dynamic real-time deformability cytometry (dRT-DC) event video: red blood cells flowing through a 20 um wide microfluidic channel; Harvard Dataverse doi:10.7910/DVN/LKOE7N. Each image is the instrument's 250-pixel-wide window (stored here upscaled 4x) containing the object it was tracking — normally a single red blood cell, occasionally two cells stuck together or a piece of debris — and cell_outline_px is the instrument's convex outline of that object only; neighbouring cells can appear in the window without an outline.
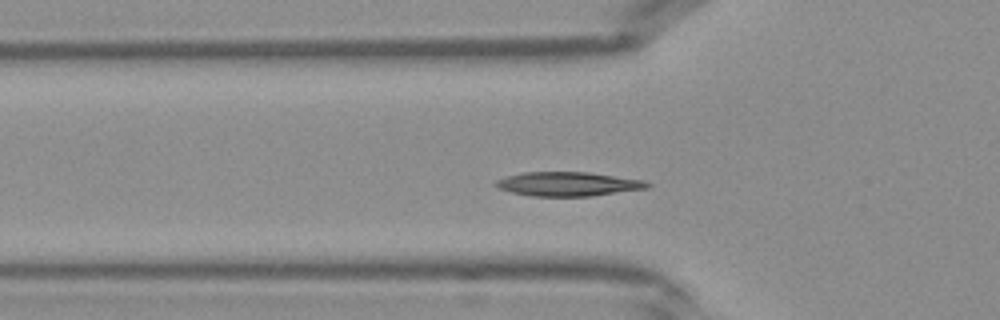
{"species": "Egyptian fruit bat (a non-hibernating species)", "species_latin": "Rousettus aegyptiacus", "temperature_condition": "warm", "stored_images_in_passage": 35, "camera_frame_rate_fps": 3000, "um_per_image_px": 0.085, "frame": {"image": 1, "passage_image": 6, "time_ms": 1.667, "image_size_px": [1000, 320], "cell_outline_px": [[652, 184], [648, 188], [592, 196], [532, 196], [512, 192], [500, 188], [492, 184], [496, 180], [508, 176], [524, 172], [588, 172], [644, 180]], "centroid_in_image_um": [48.3, 15.64], "position_along_channel_um": 77.5, "area_um2": 21.21}}
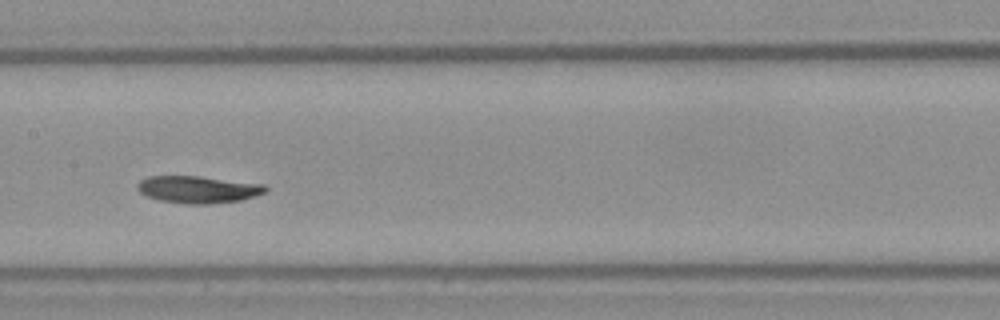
{"frame": {"image": 2, "passage_image": 13, "time_ms": 4.0, "image_size_px": [1000, 320], "cell_outline_px": [[268, 188], [264, 192], [240, 200], [212, 204], [188, 204], [160, 200], [148, 196], [140, 192], [136, 188], [136, 184], [140, 180], [148, 176], [200, 176], [264, 184]], "centroid_in_image_um": [16.8, 16.09], "position_along_channel_um": 190.6, "area_um2": 20.17}}
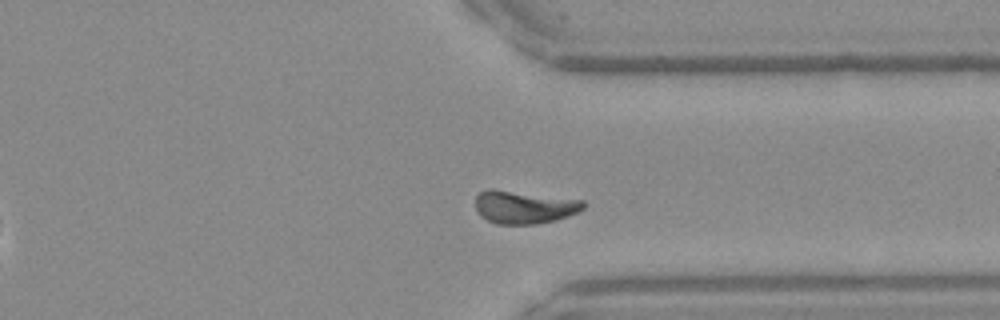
{"frame": {"image": 3, "passage_image": 24, "time_ms": 7.667, "image_size_px": [1000, 320], "cell_outline_px": [[584, 208], [580, 212], [552, 220], [536, 224], [496, 224], [480, 216], [476, 208], [476, 196], [480, 192], [488, 188], [492, 188], [584, 200]], "centroid_in_image_um": [44.53, 17.59], "position_along_channel_um": 366.9, "area_um2": 20.75}}